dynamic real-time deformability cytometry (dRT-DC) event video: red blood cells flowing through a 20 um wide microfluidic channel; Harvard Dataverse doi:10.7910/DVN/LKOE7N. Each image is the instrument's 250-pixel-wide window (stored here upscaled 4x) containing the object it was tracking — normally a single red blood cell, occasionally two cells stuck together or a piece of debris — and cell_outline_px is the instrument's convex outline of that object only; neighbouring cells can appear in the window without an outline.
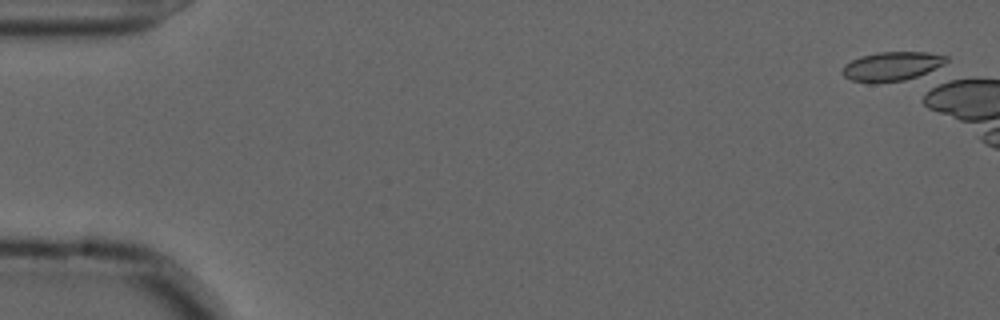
{"species": "common noctule bat (a hibernating species)", "species_latin": "Nyctalus noctula", "temperature_condition": "cold", "stored_images_in_passage": 1, "camera_frame_rate_fps": 3000, "um_per_image_px": 0.085, "animal": {"sex": "male", "forearm_length_mm": 52.5}, "frame": {"image": 1, "passage_image": 1, "time_ms": 0.0, "image_size_px": [1000, 320], "cell_outline_px": [[948, 60], [944, 68], [904, 80], [852, 80], [844, 76], [840, 72], [844, 64], [860, 56], [880, 52], [928, 52], [948, 56]], "centroid_in_image_um": [75.92, 5.59], "position_along_channel_um": 9.1, "area_um2": 17.4}}